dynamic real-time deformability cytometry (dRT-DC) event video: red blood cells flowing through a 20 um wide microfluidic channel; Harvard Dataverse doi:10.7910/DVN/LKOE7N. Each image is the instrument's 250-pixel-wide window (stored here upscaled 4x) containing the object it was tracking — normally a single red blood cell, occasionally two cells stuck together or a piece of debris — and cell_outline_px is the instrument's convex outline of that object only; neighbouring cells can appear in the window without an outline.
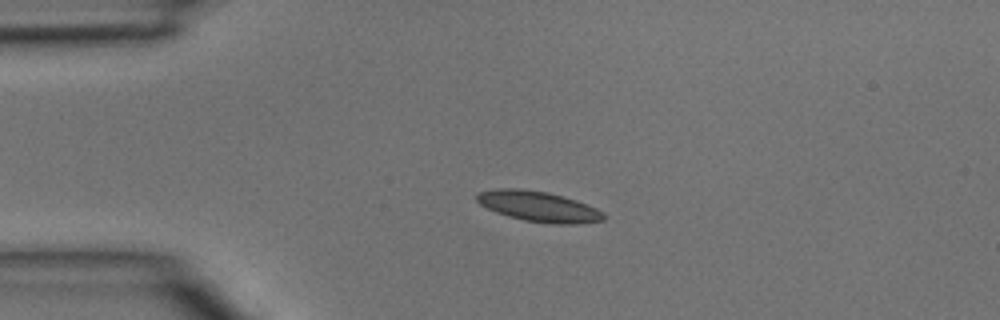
{"species": "common noctule bat (a hibernating species)", "species_latin": "Nyctalus noctula", "temperature_condition": "room temperature", "stored_images_in_passage": 2, "camera_frame_rate_fps": 3000, "um_per_image_px": 0.085, "animal": {"sex": "male", "body_mass_g": 15.6}, "frame": {"image": 1, "passage_image": 1, "time_ms": 0.0, "image_size_px": [1000, 320], "cell_outline_px": [[604, 220], [576, 224], [556, 224], [524, 220], [508, 216], [496, 212], [480, 204], [476, 200], [476, 192], [496, 188], [520, 188], [548, 192], [564, 196], [576, 200], [596, 208], [604, 212]], "centroid_in_image_um": [45.76, 17.53], "position_along_channel_um": 39.2, "area_um2": 22.54}}